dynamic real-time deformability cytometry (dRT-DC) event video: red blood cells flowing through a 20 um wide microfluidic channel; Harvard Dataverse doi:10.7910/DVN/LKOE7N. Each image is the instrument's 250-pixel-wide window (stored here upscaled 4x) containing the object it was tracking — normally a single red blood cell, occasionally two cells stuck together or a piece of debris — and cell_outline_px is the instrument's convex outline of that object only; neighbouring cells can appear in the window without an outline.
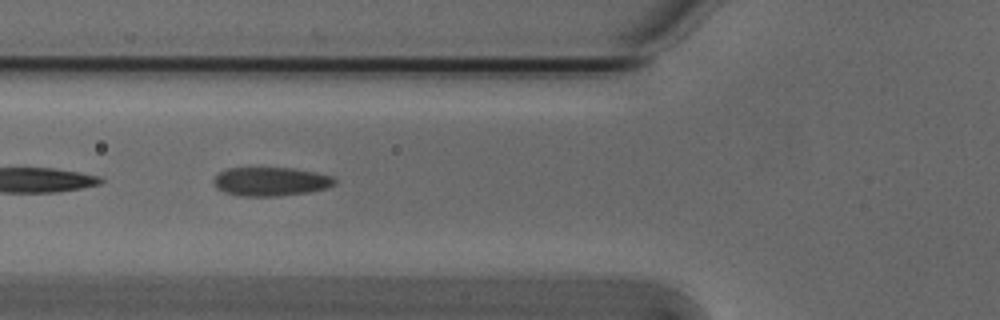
{"species": "Egyptian fruit bat (a non-hibernating species)", "species_latin": "Rousettus aegyptiacus", "temperature_condition": "cold", "stored_images_in_passage": 23, "camera_frame_rate_fps": 3000, "um_per_image_px": 0.085, "animal": {"sex": "male"}, "frame": {"image": 1, "passage_image": 14, "time_ms": 4.333, "image_size_px": [1000, 320], "cell_outline_px": [[336, 184], [324, 188], [308, 192], [276, 196], [240, 196], [224, 192], [216, 188], [212, 184], [212, 180], [220, 172], [228, 168], [292, 168], [316, 172], [332, 176], [336, 180]], "centroid_in_image_um": [22.98, 15.43], "position_along_channel_um": 102.8, "area_um2": 20.29}}